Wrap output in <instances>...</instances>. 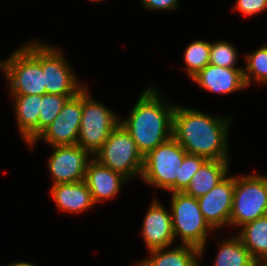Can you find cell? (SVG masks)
Here are the masks:
<instances>
[{"label": "cell", "instance_id": "32", "mask_svg": "<svg viewBox=\"0 0 267 266\" xmlns=\"http://www.w3.org/2000/svg\"><path fill=\"white\" fill-rule=\"evenodd\" d=\"M88 1H92V2H95L96 1V2H98V1H101V0H88Z\"/></svg>", "mask_w": 267, "mask_h": 266}, {"label": "cell", "instance_id": "30", "mask_svg": "<svg viewBox=\"0 0 267 266\" xmlns=\"http://www.w3.org/2000/svg\"><path fill=\"white\" fill-rule=\"evenodd\" d=\"M261 266H267V259L262 263L260 264Z\"/></svg>", "mask_w": 267, "mask_h": 266}, {"label": "cell", "instance_id": "21", "mask_svg": "<svg viewBox=\"0 0 267 266\" xmlns=\"http://www.w3.org/2000/svg\"><path fill=\"white\" fill-rule=\"evenodd\" d=\"M213 266H258L249 250L235 234L219 243Z\"/></svg>", "mask_w": 267, "mask_h": 266}, {"label": "cell", "instance_id": "8", "mask_svg": "<svg viewBox=\"0 0 267 266\" xmlns=\"http://www.w3.org/2000/svg\"><path fill=\"white\" fill-rule=\"evenodd\" d=\"M89 94V87L86 86L82 90V118L77 144L93 156L120 123V119L113 110Z\"/></svg>", "mask_w": 267, "mask_h": 266}, {"label": "cell", "instance_id": "17", "mask_svg": "<svg viewBox=\"0 0 267 266\" xmlns=\"http://www.w3.org/2000/svg\"><path fill=\"white\" fill-rule=\"evenodd\" d=\"M20 137L28 146L39 136L41 95H10Z\"/></svg>", "mask_w": 267, "mask_h": 266}, {"label": "cell", "instance_id": "7", "mask_svg": "<svg viewBox=\"0 0 267 266\" xmlns=\"http://www.w3.org/2000/svg\"><path fill=\"white\" fill-rule=\"evenodd\" d=\"M93 158L111 170L121 173L129 181L141 178L144 157L121 123L112 130Z\"/></svg>", "mask_w": 267, "mask_h": 266}, {"label": "cell", "instance_id": "24", "mask_svg": "<svg viewBox=\"0 0 267 266\" xmlns=\"http://www.w3.org/2000/svg\"><path fill=\"white\" fill-rule=\"evenodd\" d=\"M75 95L44 94L39 111V135L54 121L67 100Z\"/></svg>", "mask_w": 267, "mask_h": 266}, {"label": "cell", "instance_id": "31", "mask_svg": "<svg viewBox=\"0 0 267 266\" xmlns=\"http://www.w3.org/2000/svg\"><path fill=\"white\" fill-rule=\"evenodd\" d=\"M134 265L135 266H141L137 261H136V263Z\"/></svg>", "mask_w": 267, "mask_h": 266}, {"label": "cell", "instance_id": "19", "mask_svg": "<svg viewBox=\"0 0 267 266\" xmlns=\"http://www.w3.org/2000/svg\"><path fill=\"white\" fill-rule=\"evenodd\" d=\"M229 167L230 160H206L183 193L197 199L207 194L228 175Z\"/></svg>", "mask_w": 267, "mask_h": 266}, {"label": "cell", "instance_id": "4", "mask_svg": "<svg viewBox=\"0 0 267 266\" xmlns=\"http://www.w3.org/2000/svg\"><path fill=\"white\" fill-rule=\"evenodd\" d=\"M170 194V210L175 241L179 236L181 244L199 248L202 259L205 256L207 238L215 230L204 219L197 198L186 195L183 192Z\"/></svg>", "mask_w": 267, "mask_h": 266}, {"label": "cell", "instance_id": "26", "mask_svg": "<svg viewBox=\"0 0 267 266\" xmlns=\"http://www.w3.org/2000/svg\"><path fill=\"white\" fill-rule=\"evenodd\" d=\"M206 160L205 157L199 155L185 154L180 166L179 178H176V192H183L187 188L193 175Z\"/></svg>", "mask_w": 267, "mask_h": 266}, {"label": "cell", "instance_id": "13", "mask_svg": "<svg viewBox=\"0 0 267 266\" xmlns=\"http://www.w3.org/2000/svg\"><path fill=\"white\" fill-rule=\"evenodd\" d=\"M141 236L148 251L171 247L175 242L171 210L154 199L143 219Z\"/></svg>", "mask_w": 267, "mask_h": 266}, {"label": "cell", "instance_id": "28", "mask_svg": "<svg viewBox=\"0 0 267 266\" xmlns=\"http://www.w3.org/2000/svg\"><path fill=\"white\" fill-rule=\"evenodd\" d=\"M146 10L171 11L178 9L180 0H140Z\"/></svg>", "mask_w": 267, "mask_h": 266}, {"label": "cell", "instance_id": "14", "mask_svg": "<svg viewBox=\"0 0 267 266\" xmlns=\"http://www.w3.org/2000/svg\"><path fill=\"white\" fill-rule=\"evenodd\" d=\"M84 181L92 194L93 201L99 204L115 198L128 179L92 158L87 165Z\"/></svg>", "mask_w": 267, "mask_h": 266}, {"label": "cell", "instance_id": "6", "mask_svg": "<svg viewBox=\"0 0 267 266\" xmlns=\"http://www.w3.org/2000/svg\"><path fill=\"white\" fill-rule=\"evenodd\" d=\"M186 150L172 137L144 156L141 179L148 186L176 192V178Z\"/></svg>", "mask_w": 267, "mask_h": 266}, {"label": "cell", "instance_id": "23", "mask_svg": "<svg viewBox=\"0 0 267 266\" xmlns=\"http://www.w3.org/2000/svg\"><path fill=\"white\" fill-rule=\"evenodd\" d=\"M211 43L205 40H194L187 45L184 50V71L189 78L194 77L199 71L204 69L210 61Z\"/></svg>", "mask_w": 267, "mask_h": 266}, {"label": "cell", "instance_id": "27", "mask_svg": "<svg viewBox=\"0 0 267 266\" xmlns=\"http://www.w3.org/2000/svg\"><path fill=\"white\" fill-rule=\"evenodd\" d=\"M232 10L244 16H253L267 11V0H236Z\"/></svg>", "mask_w": 267, "mask_h": 266}, {"label": "cell", "instance_id": "15", "mask_svg": "<svg viewBox=\"0 0 267 266\" xmlns=\"http://www.w3.org/2000/svg\"><path fill=\"white\" fill-rule=\"evenodd\" d=\"M191 79L204 90L220 95L247 88L243 68H226L209 63Z\"/></svg>", "mask_w": 267, "mask_h": 266}, {"label": "cell", "instance_id": "12", "mask_svg": "<svg viewBox=\"0 0 267 266\" xmlns=\"http://www.w3.org/2000/svg\"><path fill=\"white\" fill-rule=\"evenodd\" d=\"M235 176L229 174L211 191L197 199L204 219L214 229L229 226Z\"/></svg>", "mask_w": 267, "mask_h": 266}, {"label": "cell", "instance_id": "5", "mask_svg": "<svg viewBox=\"0 0 267 266\" xmlns=\"http://www.w3.org/2000/svg\"><path fill=\"white\" fill-rule=\"evenodd\" d=\"M267 215V176L251 174L235 176L229 227L244 224Z\"/></svg>", "mask_w": 267, "mask_h": 266}, {"label": "cell", "instance_id": "22", "mask_svg": "<svg viewBox=\"0 0 267 266\" xmlns=\"http://www.w3.org/2000/svg\"><path fill=\"white\" fill-rule=\"evenodd\" d=\"M245 55L243 76L247 88L253 81L267 85V45H262V47Z\"/></svg>", "mask_w": 267, "mask_h": 266}, {"label": "cell", "instance_id": "2", "mask_svg": "<svg viewBox=\"0 0 267 266\" xmlns=\"http://www.w3.org/2000/svg\"><path fill=\"white\" fill-rule=\"evenodd\" d=\"M153 85L148 86L133 105L129 116L120 118L144 157L172 138L174 103H168Z\"/></svg>", "mask_w": 267, "mask_h": 266}, {"label": "cell", "instance_id": "3", "mask_svg": "<svg viewBox=\"0 0 267 266\" xmlns=\"http://www.w3.org/2000/svg\"><path fill=\"white\" fill-rule=\"evenodd\" d=\"M0 69L9 85L10 95L46 94L42 71V41L22 44L8 58L0 61Z\"/></svg>", "mask_w": 267, "mask_h": 266}, {"label": "cell", "instance_id": "29", "mask_svg": "<svg viewBox=\"0 0 267 266\" xmlns=\"http://www.w3.org/2000/svg\"><path fill=\"white\" fill-rule=\"evenodd\" d=\"M8 266H35L33 263L25 262V261H17L13 263H9Z\"/></svg>", "mask_w": 267, "mask_h": 266}, {"label": "cell", "instance_id": "18", "mask_svg": "<svg viewBox=\"0 0 267 266\" xmlns=\"http://www.w3.org/2000/svg\"><path fill=\"white\" fill-rule=\"evenodd\" d=\"M148 252L149 257L137 261L141 266H201L200 249L192 245L180 244Z\"/></svg>", "mask_w": 267, "mask_h": 266}, {"label": "cell", "instance_id": "25", "mask_svg": "<svg viewBox=\"0 0 267 266\" xmlns=\"http://www.w3.org/2000/svg\"><path fill=\"white\" fill-rule=\"evenodd\" d=\"M210 64L226 68H243L236 67L238 61V51L233 44L227 41H216L211 43Z\"/></svg>", "mask_w": 267, "mask_h": 266}, {"label": "cell", "instance_id": "20", "mask_svg": "<svg viewBox=\"0 0 267 266\" xmlns=\"http://www.w3.org/2000/svg\"><path fill=\"white\" fill-rule=\"evenodd\" d=\"M240 228L236 235L252 257L262 264L267 259V215L248 222Z\"/></svg>", "mask_w": 267, "mask_h": 266}, {"label": "cell", "instance_id": "10", "mask_svg": "<svg viewBox=\"0 0 267 266\" xmlns=\"http://www.w3.org/2000/svg\"><path fill=\"white\" fill-rule=\"evenodd\" d=\"M51 148L47 168L53 179L52 185L84 181L87 165L93 156L78 144Z\"/></svg>", "mask_w": 267, "mask_h": 266}, {"label": "cell", "instance_id": "9", "mask_svg": "<svg viewBox=\"0 0 267 266\" xmlns=\"http://www.w3.org/2000/svg\"><path fill=\"white\" fill-rule=\"evenodd\" d=\"M42 71L46 94L77 95L87 86L77 79L64 52L45 42H42Z\"/></svg>", "mask_w": 267, "mask_h": 266}, {"label": "cell", "instance_id": "11", "mask_svg": "<svg viewBox=\"0 0 267 266\" xmlns=\"http://www.w3.org/2000/svg\"><path fill=\"white\" fill-rule=\"evenodd\" d=\"M82 118V91L69 98L54 121L29 145H34L40 140L50 147L57 145H74L78 142Z\"/></svg>", "mask_w": 267, "mask_h": 266}, {"label": "cell", "instance_id": "1", "mask_svg": "<svg viewBox=\"0 0 267 266\" xmlns=\"http://www.w3.org/2000/svg\"><path fill=\"white\" fill-rule=\"evenodd\" d=\"M232 117H219L175 105L172 137L188 154L207 160H230L229 126Z\"/></svg>", "mask_w": 267, "mask_h": 266}, {"label": "cell", "instance_id": "16", "mask_svg": "<svg viewBox=\"0 0 267 266\" xmlns=\"http://www.w3.org/2000/svg\"><path fill=\"white\" fill-rule=\"evenodd\" d=\"M50 195L57 209L66 213L78 215L96 205L85 181L52 185Z\"/></svg>", "mask_w": 267, "mask_h": 266}]
</instances>
